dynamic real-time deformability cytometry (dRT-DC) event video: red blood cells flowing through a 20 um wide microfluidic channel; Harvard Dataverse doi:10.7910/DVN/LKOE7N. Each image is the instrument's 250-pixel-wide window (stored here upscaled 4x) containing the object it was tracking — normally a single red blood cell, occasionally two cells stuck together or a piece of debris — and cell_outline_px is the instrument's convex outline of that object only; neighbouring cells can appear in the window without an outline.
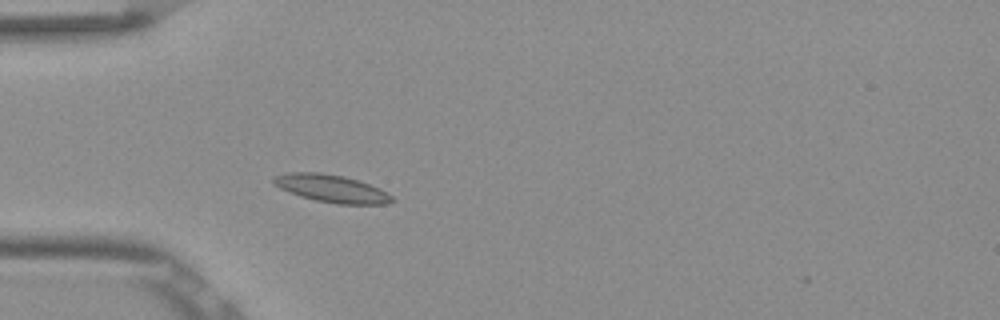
{"species": "Egyptian fruit bat (a non-hibernating species)", "species_latin": "Rousettus aegyptiacus", "temperature_condition": "room temperature", "stored_images_in_passage": 39, "camera_frame_rate_fps": 3000, "um_per_image_px": 0.085, "frame": {"image": 1, "passage_image": 1, "time_ms": 0.0, "image_size_px": [1000, 320], "cell_outline_px": [[396, 200], [384, 204], [336, 204], [316, 200], [300, 196], [288, 192], [272, 184], [272, 176], [288, 172], [320, 172], [344, 176], [360, 180], [380, 188], [388, 192]], "centroid_in_image_um": [28.17, 16.01], "position_along_channel_um": 56.8, "area_um2": 19.36}}
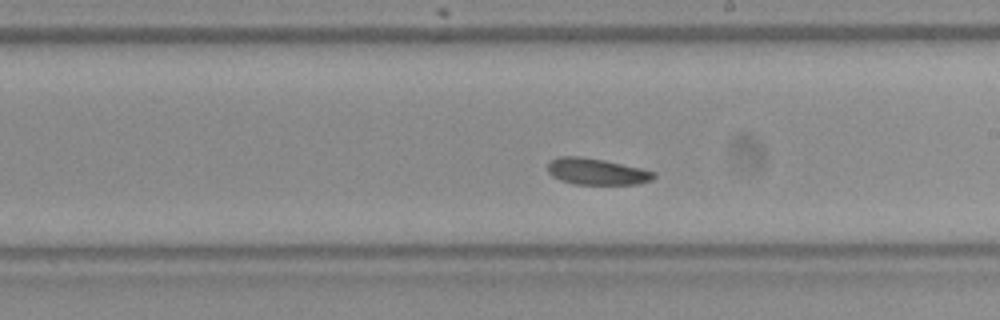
{"frame": {"image": 2, "passage_image": 16, "time_ms": 5.0, "image_size_px": [1000, 320], "cell_outline_px": [[656, 176], [652, 180], [636, 184], [572, 184], [560, 180], [552, 176], [548, 172], [548, 164], [552, 160], [560, 156], [580, 156], [604, 160], [640, 168], [656, 172]], "centroid_in_image_um": [50.71, 14.58], "position_along_channel_um": 238.3, "area_um2": 16.3}}
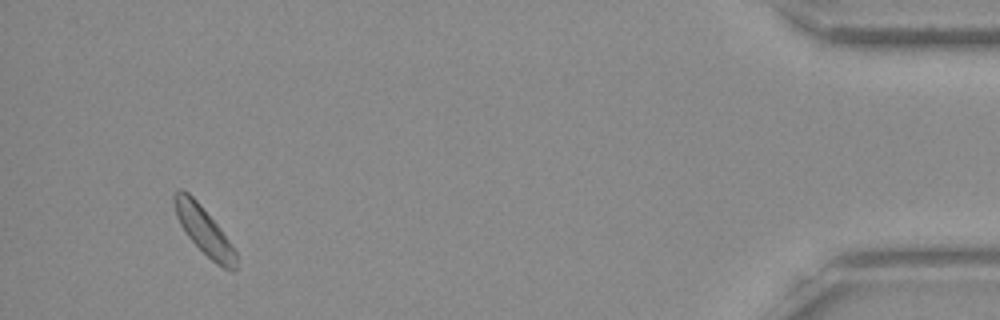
{"frame": {"image": 3, "passage_image": 36, "time_ms": 11.667, "image_size_px": [1000, 320], "cell_outline_px": [[236, 268], [232, 272], [228, 272], [216, 264], [184, 232], [176, 216], [172, 200], [172, 196], [180, 188], [188, 192], [200, 204], [220, 228], [232, 244], [236, 252]], "centroid_in_image_um": [17.33, 19.6], "position_along_channel_um": 417.9, "area_um2": 17.11}, "authors_computed_cell_mechanics": {"area_um2": 16.762, "velocity_mm_per_s": 3.7511, "shape_relaxation_time_tau1_ms": 5.386, "shape_relaxation_time_tau2_ms": 6.1145, "deformation_change_tau1": 0.0895, "deformation_change_tau2": 0.1289}}